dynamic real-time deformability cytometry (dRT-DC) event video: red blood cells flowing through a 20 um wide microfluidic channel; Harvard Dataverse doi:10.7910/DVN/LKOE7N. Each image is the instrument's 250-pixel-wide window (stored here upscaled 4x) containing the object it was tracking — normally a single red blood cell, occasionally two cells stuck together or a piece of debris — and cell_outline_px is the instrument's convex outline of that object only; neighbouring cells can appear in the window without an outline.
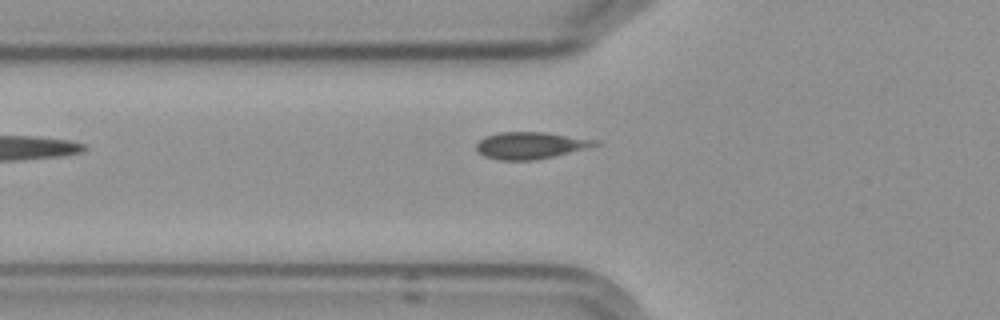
{"species": "Egyptian fruit bat (a non-hibernating species)", "species_latin": "Rousettus aegyptiacus", "temperature_condition": "cold", "stored_images_in_passage": 6, "camera_frame_rate_fps": 3000, "um_per_image_px": 0.085, "frame": {"image": 1, "passage_image": 5, "time_ms": 5.667, "image_size_px": [1000, 320], "cell_outline_px": [[600, 144], [588, 148], [552, 156], [532, 160], [500, 160], [484, 156], [476, 148], [476, 144], [484, 136], [500, 132], [544, 132], [600, 140]], "centroid_in_image_um": [45.1, 12.35], "position_along_channel_um": 80.7, "area_um2": 18.5}}
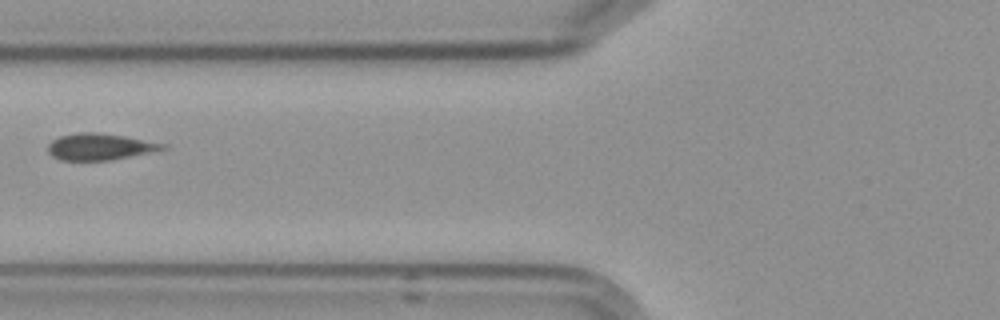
{"frame": {"image": 2, "passage_image": 6, "time_ms": 6.667, "image_size_px": [1000, 320], "cell_outline_px": [[168, 148], [112, 160], [64, 160], [52, 156], [48, 152], [48, 144], [52, 140], [60, 136], [84, 132], [100, 132], [124, 136], [168, 144]], "centroid_in_image_um": [8.5, 12.46], "position_along_channel_um": 117.3, "area_um2": 17.63}}